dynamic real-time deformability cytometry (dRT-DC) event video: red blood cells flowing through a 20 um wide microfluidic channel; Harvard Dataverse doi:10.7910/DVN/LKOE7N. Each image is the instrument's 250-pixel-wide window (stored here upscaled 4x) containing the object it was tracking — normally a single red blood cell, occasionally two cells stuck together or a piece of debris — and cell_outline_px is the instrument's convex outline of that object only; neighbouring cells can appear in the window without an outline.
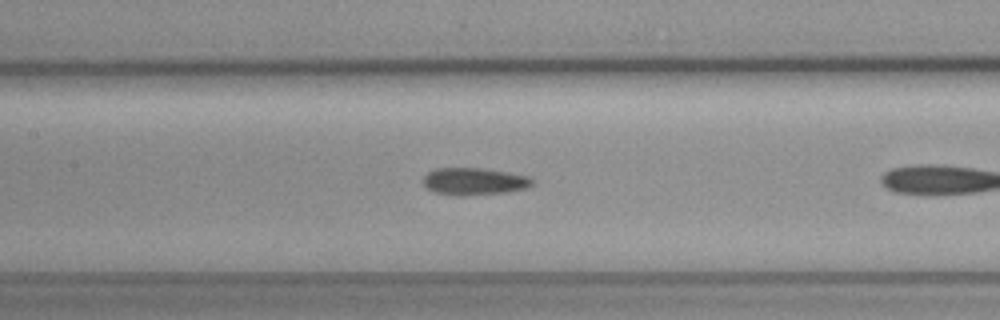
{"species": "common noctule bat (a hibernating species)", "species_latin": "Nyctalus noctula", "temperature_condition": "cold", "stored_images_in_passage": 15, "camera_frame_rate_fps": 3000, "um_per_image_px": 0.085, "animal": {"sex": "female", "body_mass_g": 19.3, "forearm_length_mm": 54.1}, "frame": {"image": 1, "passage_image": 11, "time_ms": 3.333, "image_size_px": [1000, 320], "cell_outline_px": [[536, 180], [528, 188], [508, 192], [464, 196], [456, 196], [436, 192], [428, 188], [424, 184], [424, 176], [428, 172], [436, 168], [480, 168], [508, 172], [528, 176]], "centroid_in_image_um": [40.35, 15.42], "position_along_channel_um": 167.0, "area_um2": 17.4}}